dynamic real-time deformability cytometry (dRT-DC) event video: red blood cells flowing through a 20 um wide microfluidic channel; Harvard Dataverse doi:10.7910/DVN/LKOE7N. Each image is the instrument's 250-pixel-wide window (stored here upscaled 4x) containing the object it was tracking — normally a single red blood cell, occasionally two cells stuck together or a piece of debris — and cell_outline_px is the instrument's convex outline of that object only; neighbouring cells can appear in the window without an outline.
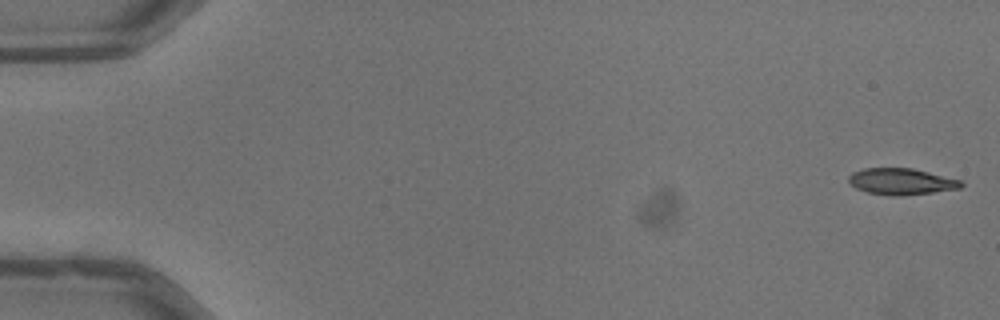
{"species": "common noctule bat (a hibernating species)", "species_latin": "Nyctalus noctula", "temperature_condition": "warm", "stored_images_in_passage": 14, "camera_frame_rate_fps": 3000, "um_per_image_px": 0.085, "animal": {"sex": "male", "body_mass_g": 13.3}, "frame": {"image": 1, "passage_image": 1, "time_ms": 0.0, "image_size_px": [1000, 320], "cell_outline_px": [[964, 184], [960, 188], [932, 192], [900, 196], [896, 196], [868, 192], [856, 188], [848, 180], [848, 176], [852, 172], [864, 168], [912, 168], [960, 180]], "centroid_in_image_um": [76.59, 15.42], "position_along_channel_um": 8.4, "area_um2": 17.05}}
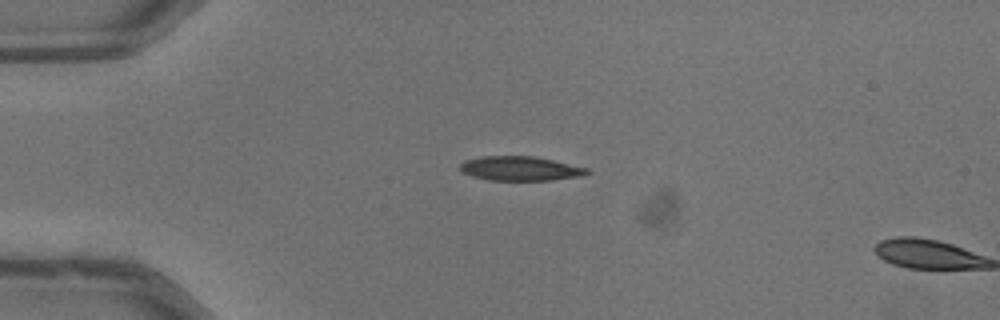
{"frame": {"image": 2, "passage_image": 13, "time_ms": 4.0, "image_size_px": [1000, 320], "cell_outline_px": [[592, 172], [584, 176], [552, 180], [488, 180], [472, 176], [460, 172], [460, 164], [468, 160], [484, 156], [536, 156], [588, 168]], "centroid_in_image_um": [44.27, 14.33], "position_along_channel_um": 40.7, "area_um2": 18.09}}